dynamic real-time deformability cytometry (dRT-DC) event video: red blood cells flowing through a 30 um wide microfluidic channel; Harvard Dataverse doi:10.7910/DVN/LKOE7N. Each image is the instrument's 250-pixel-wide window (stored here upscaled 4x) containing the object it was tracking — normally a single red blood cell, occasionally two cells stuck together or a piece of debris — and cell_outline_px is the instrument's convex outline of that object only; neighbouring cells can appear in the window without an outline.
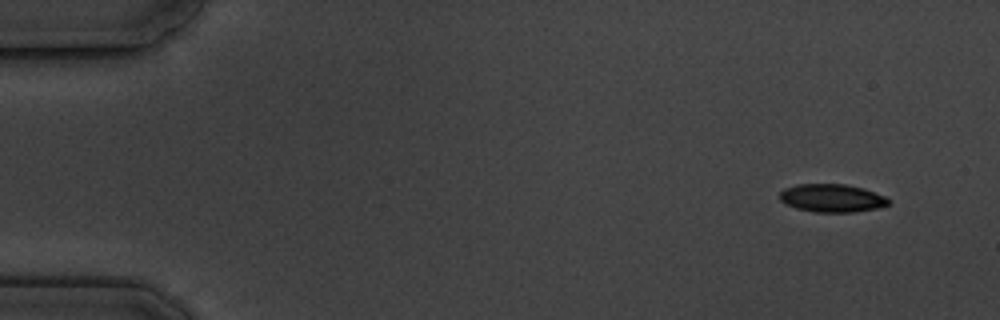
{"species": "common noctule bat (a hibernating species)", "species_latin": "Nyctalus noctula", "temperature_condition": "cold", "stored_images_in_passage": 6, "camera_frame_rate_fps": 3000, "um_per_image_px": 0.085, "animal": {"sex": "male", "body_mass_g": 19.5, "forearm_length_mm": 54.6}, "frame": {"image": 1, "passage_image": 2, "time_ms": 1.333, "image_size_px": [1000, 320], "cell_outline_px": [[888, 204], [876, 208], [852, 212], [816, 212], [796, 208], [784, 204], [780, 200], [780, 192], [784, 188], [796, 184], [844, 184], [864, 188], [884, 196], [888, 200]], "centroid_in_image_um": [70.66, 16.83], "position_along_channel_um": 14.3, "area_um2": 17.69}}